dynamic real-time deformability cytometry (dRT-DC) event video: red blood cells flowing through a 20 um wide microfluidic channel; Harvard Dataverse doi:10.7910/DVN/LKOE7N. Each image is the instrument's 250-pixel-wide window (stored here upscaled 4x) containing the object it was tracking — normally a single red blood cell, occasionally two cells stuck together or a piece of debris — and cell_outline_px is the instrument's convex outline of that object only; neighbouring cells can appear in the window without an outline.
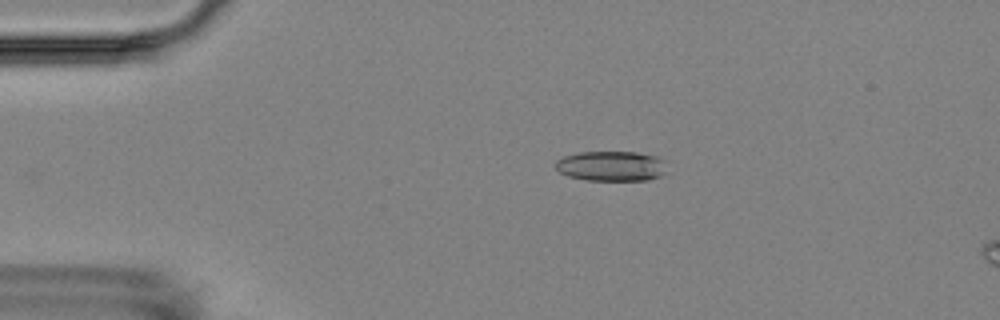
{"species": "Egyptian fruit bat (a non-hibernating species)", "species_latin": "Rousettus aegyptiacus", "temperature_condition": "room temperature", "stored_images_in_passage": 4, "camera_frame_rate_fps": 3000, "um_per_image_px": 0.085, "animal": {"sex": "female"}, "frame": {"image": 1, "passage_image": 2, "time_ms": 1.0, "image_size_px": [1000, 320], "cell_outline_px": [[664, 172], [660, 176], [648, 180], [584, 180], [568, 176], [560, 172], [552, 164], [556, 160], [564, 156], [580, 152], [636, 152], [656, 156], [664, 160]], "centroid_in_image_um": [51.91, 14.11], "position_along_channel_um": 33.1, "area_um2": 19.54}}